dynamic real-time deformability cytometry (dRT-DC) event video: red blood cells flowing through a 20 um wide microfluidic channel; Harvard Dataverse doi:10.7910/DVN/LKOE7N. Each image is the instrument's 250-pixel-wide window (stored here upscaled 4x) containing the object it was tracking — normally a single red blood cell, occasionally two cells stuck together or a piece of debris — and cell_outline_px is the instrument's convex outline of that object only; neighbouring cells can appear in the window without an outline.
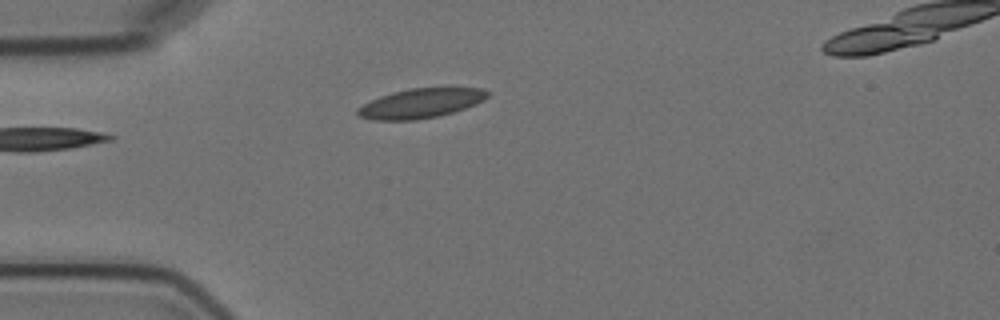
{"species": "Egyptian fruit bat (a non-hibernating species)", "species_latin": "Rousettus aegyptiacus", "temperature_condition": "cold", "stored_images_in_passage": 5, "camera_frame_rate_fps": 3000, "um_per_image_px": 0.085, "animal": {"sex": "female"}, "frame": {"image": 1, "passage_image": 5, "time_ms": 4.667, "image_size_px": [1000, 320], "cell_outline_px": [[488, 96], [484, 100], [464, 108], [452, 112], [436, 116], [416, 120], [372, 120], [356, 116], [356, 108], [380, 96], [392, 92], [408, 88], [480, 88], [488, 92]], "centroid_in_image_um": [35.69, 8.78], "position_along_channel_um": 49.3, "area_um2": 22.2}}